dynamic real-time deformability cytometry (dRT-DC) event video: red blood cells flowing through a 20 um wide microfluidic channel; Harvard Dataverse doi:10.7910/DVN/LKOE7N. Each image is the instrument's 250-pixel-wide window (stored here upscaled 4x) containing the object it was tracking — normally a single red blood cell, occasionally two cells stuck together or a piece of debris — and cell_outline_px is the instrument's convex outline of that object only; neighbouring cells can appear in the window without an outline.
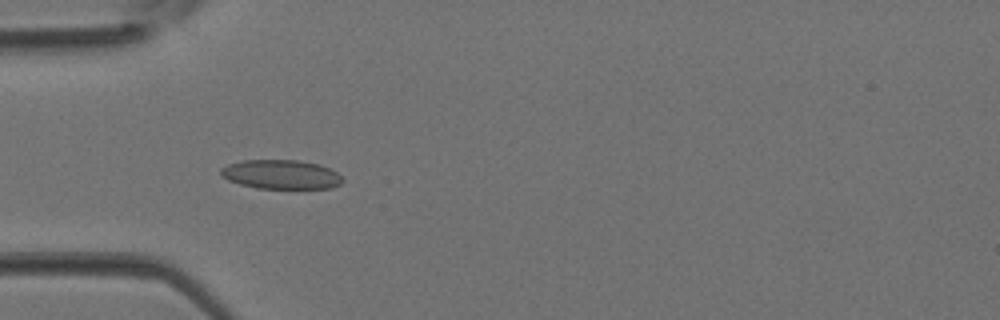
{"species": "Egyptian fruit bat (a non-hibernating species)", "species_latin": "Rousettus aegyptiacus", "temperature_condition": "room temperature", "stored_images_in_passage": 4, "camera_frame_rate_fps": 3000, "um_per_image_px": 0.085, "animal": {"sex": "female"}, "frame": {"image": 1, "passage_image": 3, "time_ms": 0.667, "image_size_px": [1000, 320], "cell_outline_px": [[344, 180], [340, 184], [332, 188], [256, 188], [240, 184], [228, 180], [220, 176], [220, 168], [228, 164], [244, 160], [296, 160], [320, 164], [336, 172]], "centroid_in_image_um": [23.86, 14.82], "position_along_channel_um": 61.1, "area_um2": 20.69}}
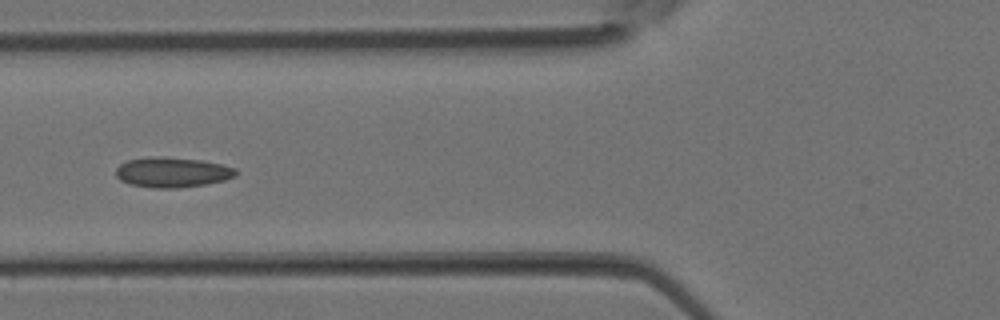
{"frame": {"image": 2, "passage_image": 4, "time_ms": 1.0, "image_size_px": [1000, 320], "cell_outline_px": [[236, 176], [224, 180], [204, 184], [176, 188], [152, 188], [132, 184], [120, 180], [116, 176], [116, 168], [120, 164], [128, 160], [148, 156], [164, 156], [200, 160], [220, 164], [236, 168]], "centroid_in_image_um": [14.62, 14.63], "position_along_channel_um": 111.2, "area_um2": 21.04}}